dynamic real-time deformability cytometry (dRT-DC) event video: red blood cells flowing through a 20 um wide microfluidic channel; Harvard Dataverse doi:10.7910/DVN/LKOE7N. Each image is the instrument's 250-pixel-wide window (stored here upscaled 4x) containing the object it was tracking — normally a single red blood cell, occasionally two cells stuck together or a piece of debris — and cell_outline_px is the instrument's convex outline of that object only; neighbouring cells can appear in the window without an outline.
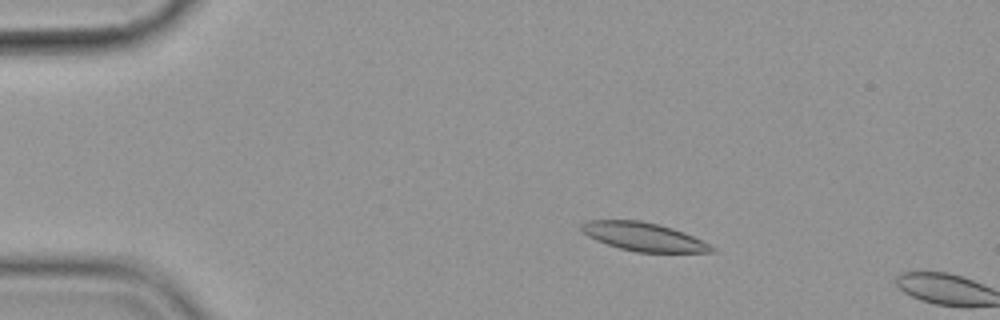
{"species": "common noctule bat (a hibernating species)", "species_latin": "Nyctalus noctula", "temperature_condition": "cold", "stored_images_in_passage": 12, "camera_frame_rate_fps": 3000, "um_per_image_px": 0.085, "animal": {"sex": "female", "body_mass_g": 19.9}, "frame": {"image": 1, "passage_image": 10, "time_ms": 3.0, "image_size_px": [1000, 320], "cell_outline_px": [[716, 252], [636, 252], [620, 248], [596, 240], [580, 232], [580, 224], [584, 220], [640, 220], [660, 224], [684, 232], [716, 248]], "centroid_in_image_um": [54.65, 20.11], "position_along_channel_um": 30.3, "area_um2": 21.62}}